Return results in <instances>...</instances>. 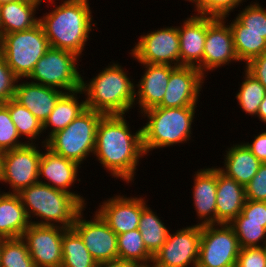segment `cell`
Wrapping results in <instances>:
<instances>
[{
    "instance_id": "obj_32",
    "label": "cell",
    "mask_w": 266,
    "mask_h": 267,
    "mask_svg": "<svg viewBox=\"0 0 266 267\" xmlns=\"http://www.w3.org/2000/svg\"><path fill=\"white\" fill-rule=\"evenodd\" d=\"M243 82L239 84V88L236 92L237 104L242 112L250 115L251 117H257V113L262 100L265 97V87L251 75L245 68L242 72Z\"/></svg>"
},
{
    "instance_id": "obj_31",
    "label": "cell",
    "mask_w": 266,
    "mask_h": 267,
    "mask_svg": "<svg viewBox=\"0 0 266 267\" xmlns=\"http://www.w3.org/2000/svg\"><path fill=\"white\" fill-rule=\"evenodd\" d=\"M62 255L61 267H96L97 265L81 237L72 228L63 233Z\"/></svg>"
},
{
    "instance_id": "obj_11",
    "label": "cell",
    "mask_w": 266,
    "mask_h": 267,
    "mask_svg": "<svg viewBox=\"0 0 266 267\" xmlns=\"http://www.w3.org/2000/svg\"><path fill=\"white\" fill-rule=\"evenodd\" d=\"M129 55L138 63L180 66L178 26H166L139 36Z\"/></svg>"
},
{
    "instance_id": "obj_42",
    "label": "cell",
    "mask_w": 266,
    "mask_h": 267,
    "mask_svg": "<svg viewBox=\"0 0 266 267\" xmlns=\"http://www.w3.org/2000/svg\"><path fill=\"white\" fill-rule=\"evenodd\" d=\"M241 213L247 221L266 222V202L246 200Z\"/></svg>"
},
{
    "instance_id": "obj_7",
    "label": "cell",
    "mask_w": 266,
    "mask_h": 267,
    "mask_svg": "<svg viewBox=\"0 0 266 267\" xmlns=\"http://www.w3.org/2000/svg\"><path fill=\"white\" fill-rule=\"evenodd\" d=\"M50 48L40 23L33 28L0 37V53L18 79H26Z\"/></svg>"
},
{
    "instance_id": "obj_6",
    "label": "cell",
    "mask_w": 266,
    "mask_h": 267,
    "mask_svg": "<svg viewBox=\"0 0 266 267\" xmlns=\"http://www.w3.org/2000/svg\"><path fill=\"white\" fill-rule=\"evenodd\" d=\"M103 116L87 108L66 128L53 134L47 140L46 147L59 156L83 165L94 154L97 126Z\"/></svg>"
},
{
    "instance_id": "obj_33",
    "label": "cell",
    "mask_w": 266,
    "mask_h": 267,
    "mask_svg": "<svg viewBox=\"0 0 266 267\" xmlns=\"http://www.w3.org/2000/svg\"><path fill=\"white\" fill-rule=\"evenodd\" d=\"M255 1H251L245 8H240L242 10H238L236 17L228 23L231 32L260 33L266 39V9L257 0Z\"/></svg>"
},
{
    "instance_id": "obj_28",
    "label": "cell",
    "mask_w": 266,
    "mask_h": 267,
    "mask_svg": "<svg viewBox=\"0 0 266 267\" xmlns=\"http://www.w3.org/2000/svg\"><path fill=\"white\" fill-rule=\"evenodd\" d=\"M4 105L8 108L9 114L17 132L25 139L26 144H42L45 145L43 137V124L23 105L14 98L8 100ZM40 140V141H38ZM36 142V143H35Z\"/></svg>"
},
{
    "instance_id": "obj_9",
    "label": "cell",
    "mask_w": 266,
    "mask_h": 267,
    "mask_svg": "<svg viewBox=\"0 0 266 267\" xmlns=\"http://www.w3.org/2000/svg\"><path fill=\"white\" fill-rule=\"evenodd\" d=\"M240 249L230 224L201 226L197 267H236Z\"/></svg>"
},
{
    "instance_id": "obj_27",
    "label": "cell",
    "mask_w": 266,
    "mask_h": 267,
    "mask_svg": "<svg viewBox=\"0 0 266 267\" xmlns=\"http://www.w3.org/2000/svg\"><path fill=\"white\" fill-rule=\"evenodd\" d=\"M83 96H85L83 90L79 89L73 92L64 93L58 99L55 108L43 124V131L48 134L46 137H43L45 145L47 140L53 134L66 128L76 117L87 109L86 99L83 98L79 100V98H82Z\"/></svg>"
},
{
    "instance_id": "obj_5",
    "label": "cell",
    "mask_w": 266,
    "mask_h": 267,
    "mask_svg": "<svg viewBox=\"0 0 266 267\" xmlns=\"http://www.w3.org/2000/svg\"><path fill=\"white\" fill-rule=\"evenodd\" d=\"M18 195L30 223L36 225L71 229L85 208L74 195L39 182L22 189Z\"/></svg>"
},
{
    "instance_id": "obj_26",
    "label": "cell",
    "mask_w": 266,
    "mask_h": 267,
    "mask_svg": "<svg viewBox=\"0 0 266 267\" xmlns=\"http://www.w3.org/2000/svg\"><path fill=\"white\" fill-rule=\"evenodd\" d=\"M42 1L17 0L0 5L1 36L33 28L39 23L36 16Z\"/></svg>"
},
{
    "instance_id": "obj_18",
    "label": "cell",
    "mask_w": 266,
    "mask_h": 267,
    "mask_svg": "<svg viewBox=\"0 0 266 267\" xmlns=\"http://www.w3.org/2000/svg\"><path fill=\"white\" fill-rule=\"evenodd\" d=\"M206 77L192 66H178L170 74L162 102L158 107L197 106Z\"/></svg>"
},
{
    "instance_id": "obj_15",
    "label": "cell",
    "mask_w": 266,
    "mask_h": 267,
    "mask_svg": "<svg viewBox=\"0 0 266 267\" xmlns=\"http://www.w3.org/2000/svg\"><path fill=\"white\" fill-rule=\"evenodd\" d=\"M227 22V24H226ZM239 63L227 17L215 18L207 27L202 59V74ZM219 68V69H218ZM207 74V75H206Z\"/></svg>"
},
{
    "instance_id": "obj_38",
    "label": "cell",
    "mask_w": 266,
    "mask_h": 267,
    "mask_svg": "<svg viewBox=\"0 0 266 267\" xmlns=\"http://www.w3.org/2000/svg\"><path fill=\"white\" fill-rule=\"evenodd\" d=\"M246 0H198V16L224 18L241 7Z\"/></svg>"
},
{
    "instance_id": "obj_46",
    "label": "cell",
    "mask_w": 266,
    "mask_h": 267,
    "mask_svg": "<svg viewBox=\"0 0 266 267\" xmlns=\"http://www.w3.org/2000/svg\"><path fill=\"white\" fill-rule=\"evenodd\" d=\"M257 117H258L259 121L264 123V125L266 124V94H265V97L260 104V107H259V110L257 113Z\"/></svg>"
},
{
    "instance_id": "obj_34",
    "label": "cell",
    "mask_w": 266,
    "mask_h": 267,
    "mask_svg": "<svg viewBox=\"0 0 266 267\" xmlns=\"http://www.w3.org/2000/svg\"><path fill=\"white\" fill-rule=\"evenodd\" d=\"M230 225L241 248L266 246V222L247 221V218L240 213Z\"/></svg>"
},
{
    "instance_id": "obj_36",
    "label": "cell",
    "mask_w": 266,
    "mask_h": 267,
    "mask_svg": "<svg viewBox=\"0 0 266 267\" xmlns=\"http://www.w3.org/2000/svg\"><path fill=\"white\" fill-rule=\"evenodd\" d=\"M232 36L238 60L244 65L266 52V39L260 33L232 32Z\"/></svg>"
},
{
    "instance_id": "obj_29",
    "label": "cell",
    "mask_w": 266,
    "mask_h": 267,
    "mask_svg": "<svg viewBox=\"0 0 266 267\" xmlns=\"http://www.w3.org/2000/svg\"><path fill=\"white\" fill-rule=\"evenodd\" d=\"M146 205L142 209V214L139 221V231L141 233L144 245L148 252L154 256L167 240L170 227H167L162 220L158 217L157 213Z\"/></svg>"
},
{
    "instance_id": "obj_4",
    "label": "cell",
    "mask_w": 266,
    "mask_h": 267,
    "mask_svg": "<svg viewBox=\"0 0 266 267\" xmlns=\"http://www.w3.org/2000/svg\"><path fill=\"white\" fill-rule=\"evenodd\" d=\"M198 106L152 107L139 115L147 118L142 125V145L145 155L154 149L174 147L176 144H189L192 139V125ZM196 111V112H195Z\"/></svg>"
},
{
    "instance_id": "obj_20",
    "label": "cell",
    "mask_w": 266,
    "mask_h": 267,
    "mask_svg": "<svg viewBox=\"0 0 266 267\" xmlns=\"http://www.w3.org/2000/svg\"><path fill=\"white\" fill-rule=\"evenodd\" d=\"M145 68L140 80L135 84V107L138 114L158 106L166 91L171 72L176 68L170 65L139 63ZM137 105V106H136ZM140 110V111H139Z\"/></svg>"
},
{
    "instance_id": "obj_1",
    "label": "cell",
    "mask_w": 266,
    "mask_h": 267,
    "mask_svg": "<svg viewBox=\"0 0 266 267\" xmlns=\"http://www.w3.org/2000/svg\"><path fill=\"white\" fill-rule=\"evenodd\" d=\"M126 118V115H104L101 118L93 157L114 180L120 179L129 185L136 180L139 161L146 155L142 127L133 132Z\"/></svg>"
},
{
    "instance_id": "obj_25",
    "label": "cell",
    "mask_w": 266,
    "mask_h": 267,
    "mask_svg": "<svg viewBox=\"0 0 266 267\" xmlns=\"http://www.w3.org/2000/svg\"><path fill=\"white\" fill-rule=\"evenodd\" d=\"M31 225L18 193H0V239L22 237Z\"/></svg>"
},
{
    "instance_id": "obj_41",
    "label": "cell",
    "mask_w": 266,
    "mask_h": 267,
    "mask_svg": "<svg viewBox=\"0 0 266 267\" xmlns=\"http://www.w3.org/2000/svg\"><path fill=\"white\" fill-rule=\"evenodd\" d=\"M236 267H266V246L241 248Z\"/></svg>"
},
{
    "instance_id": "obj_39",
    "label": "cell",
    "mask_w": 266,
    "mask_h": 267,
    "mask_svg": "<svg viewBox=\"0 0 266 267\" xmlns=\"http://www.w3.org/2000/svg\"><path fill=\"white\" fill-rule=\"evenodd\" d=\"M18 78L13 74L0 53V104L14 98Z\"/></svg>"
},
{
    "instance_id": "obj_3",
    "label": "cell",
    "mask_w": 266,
    "mask_h": 267,
    "mask_svg": "<svg viewBox=\"0 0 266 267\" xmlns=\"http://www.w3.org/2000/svg\"><path fill=\"white\" fill-rule=\"evenodd\" d=\"M128 70L110 62L89 81L82 76L86 107L104 115H127L135 104V83Z\"/></svg>"
},
{
    "instance_id": "obj_16",
    "label": "cell",
    "mask_w": 266,
    "mask_h": 267,
    "mask_svg": "<svg viewBox=\"0 0 266 267\" xmlns=\"http://www.w3.org/2000/svg\"><path fill=\"white\" fill-rule=\"evenodd\" d=\"M40 146L43 151L39 161V183L68 192L87 207L88 202L86 200H88V198L86 199L83 195L81 196L79 193L73 191L72 188L76 182H81L78 173L81 172L79 169H81L82 166L75 161L53 153L46 145L41 144Z\"/></svg>"
},
{
    "instance_id": "obj_49",
    "label": "cell",
    "mask_w": 266,
    "mask_h": 267,
    "mask_svg": "<svg viewBox=\"0 0 266 267\" xmlns=\"http://www.w3.org/2000/svg\"><path fill=\"white\" fill-rule=\"evenodd\" d=\"M0 37H1V17H0Z\"/></svg>"
},
{
    "instance_id": "obj_19",
    "label": "cell",
    "mask_w": 266,
    "mask_h": 267,
    "mask_svg": "<svg viewBox=\"0 0 266 267\" xmlns=\"http://www.w3.org/2000/svg\"><path fill=\"white\" fill-rule=\"evenodd\" d=\"M214 17L198 16L193 13L178 26L180 39V66L196 67L202 73V59L207 27Z\"/></svg>"
},
{
    "instance_id": "obj_14",
    "label": "cell",
    "mask_w": 266,
    "mask_h": 267,
    "mask_svg": "<svg viewBox=\"0 0 266 267\" xmlns=\"http://www.w3.org/2000/svg\"><path fill=\"white\" fill-rule=\"evenodd\" d=\"M66 228L31 224L23 233L29 254L36 267H61L62 237Z\"/></svg>"
},
{
    "instance_id": "obj_47",
    "label": "cell",
    "mask_w": 266,
    "mask_h": 267,
    "mask_svg": "<svg viewBox=\"0 0 266 267\" xmlns=\"http://www.w3.org/2000/svg\"><path fill=\"white\" fill-rule=\"evenodd\" d=\"M184 1H188L191 3V5L194 6V15H198V0H184ZM193 3V4H192ZM197 12V13H196Z\"/></svg>"
},
{
    "instance_id": "obj_13",
    "label": "cell",
    "mask_w": 266,
    "mask_h": 267,
    "mask_svg": "<svg viewBox=\"0 0 266 267\" xmlns=\"http://www.w3.org/2000/svg\"><path fill=\"white\" fill-rule=\"evenodd\" d=\"M77 215L72 229L81 237L93 259L98 262L118 258L117 234L96 212L85 219L84 211Z\"/></svg>"
},
{
    "instance_id": "obj_23",
    "label": "cell",
    "mask_w": 266,
    "mask_h": 267,
    "mask_svg": "<svg viewBox=\"0 0 266 267\" xmlns=\"http://www.w3.org/2000/svg\"><path fill=\"white\" fill-rule=\"evenodd\" d=\"M246 202L245 187L217 166L216 224H230Z\"/></svg>"
},
{
    "instance_id": "obj_48",
    "label": "cell",
    "mask_w": 266,
    "mask_h": 267,
    "mask_svg": "<svg viewBox=\"0 0 266 267\" xmlns=\"http://www.w3.org/2000/svg\"><path fill=\"white\" fill-rule=\"evenodd\" d=\"M13 1H17V0H0V5L5 4V3H9V2H13Z\"/></svg>"
},
{
    "instance_id": "obj_44",
    "label": "cell",
    "mask_w": 266,
    "mask_h": 267,
    "mask_svg": "<svg viewBox=\"0 0 266 267\" xmlns=\"http://www.w3.org/2000/svg\"><path fill=\"white\" fill-rule=\"evenodd\" d=\"M262 131L253 135L254 139L250 143L245 141L243 143L259 161L266 163V130Z\"/></svg>"
},
{
    "instance_id": "obj_17",
    "label": "cell",
    "mask_w": 266,
    "mask_h": 267,
    "mask_svg": "<svg viewBox=\"0 0 266 267\" xmlns=\"http://www.w3.org/2000/svg\"><path fill=\"white\" fill-rule=\"evenodd\" d=\"M117 194L100 202L96 212L119 235L138 229L142 209L148 204V200L145 199L147 196L127 197L125 194Z\"/></svg>"
},
{
    "instance_id": "obj_43",
    "label": "cell",
    "mask_w": 266,
    "mask_h": 267,
    "mask_svg": "<svg viewBox=\"0 0 266 267\" xmlns=\"http://www.w3.org/2000/svg\"><path fill=\"white\" fill-rule=\"evenodd\" d=\"M243 68L258 79L266 89V52L251 59Z\"/></svg>"
},
{
    "instance_id": "obj_35",
    "label": "cell",
    "mask_w": 266,
    "mask_h": 267,
    "mask_svg": "<svg viewBox=\"0 0 266 267\" xmlns=\"http://www.w3.org/2000/svg\"><path fill=\"white\" fill-rule=\"evenodd\" d=\"M0 267H36L21 237L0 239Z\"/></svg>"
},
{
    "instance_id": "obj_12",
    "label": "cell",
    "mask_w": 266,
    "mask_h": 267,
    "mask_svg": "<svg viewBox=\"0 0 266 267\" xmlns=\"http://www.w3.org/2000/svg\"><path fill=\"white\" fill-rule=\"evenodd\" d=\"M200 238L201 226L195 223L169 232L151 267H197Z\"/></svg>"
},
{
    "instance_id": "obj_10",
    "label": "cell",
    "mask_w": 266,
    "mask_h": 267,
    "mask_svg": "<svg viewBox=\"0 0 266 267\" xmlns=\"http://www.w3.org/2000/svg\"><path fill=\"white\" fill-rule=\"evenodd\" d=\"M38 145L26 144L1 153L0 183L9 186L8 193H19L22 189L39 182L42 149Z\"/></svg>"
},
{
    "instance_id": "obj_45",
    "label": "cell",
    "mask_w": 266,
    "mask_h": 267,
    "mask_svg": "<svg viewBox=\"0 0 266 267\" xmlns=\"http://www.w3.org/2000/svg\"><path fill=\"white\" fill-rule=\"evenodd\" d=\"M96 267H139V266L132 262L117 258L113 260L98 262Z\"/></svg>"
},
{
    "instance_id": "obj_24",
    "label": "cell",
    "mask_w": 266,
    "mask_h": 267,
    "mask_svg": "<svg viewBox=\"0 0 266 267\" xmlns=\"http://www.w3.org/2000/svg\"><path fill=\"white\" fill-rule=\"evenodd\" d=\"M223 154V166L219 169L229 177H232L244 187L256 175L262 162L245 146L243 142L235 143Z\"/></svg>"
},
{
    "instance_id": "obj_22",
    "label": "cell",
    "mask_w": 266,
    "mask_h": 267,
    "mask_svg": "<svg viewBox=\"0 0 266 267\" xmlns=\"http://www.w3.org/2000/svg\"><path fill=\"white\" fill-rule=\"evenodd\" d=\"M64 93L59 89L36 84L30 80L18 79L14 99L44 124Z\"/></svg>"
},
{
    "instance_id": "obj_21",
    "label": "cell",
    "mask_w": 266,
    "mask_h": 267,
    "mask_svg": "<svg viewBox=\"0 0 266 267\" xmlns=\"http://www.w3.org/2000/svg\"><path fill=\"white\" fill-rule=\"evenodd\" d=\"M192 175V197L197 225L216 224L217 166L198 169Z\"/></svg>"
},
{
    "instance_id": "obj_8",
    "label": "cell",
    "mask_w": 266,
    "mask_h": 267,
    "mask_svg": "<svg viewBox=\"0 0 266 267\" xmlns=\"http://www.w3.org/2000/svg\"><path fill=\"white\" fill-rule=\"evenodd\" d=\"M81 61L80 57L71 51L50 47L26 79L65 93L73 92L81 89Z\"/></svg>"
},
{
    "instance_id": "obj_40",
    "label": "cell",
    "mask_w": 266,
    "mask_h": 267,
    "mask_svg": "<svg viewBox=\"0 0 266 267\" xmlns=\"http://www.w3.org/2000/svg\"><path fill=\"white\" fill-rule=\"evenodd\" d=\"M246 200L266 202V163H262L256 175L245 187Z\"/></svg>"
},
{
    "instance_id": "obj_30",
    "label": "cell",
    "mask_w": 266,
    "mask_h": 267,
    "mask_svg": "<svg viewBox=\"0 0 266 267\" xmlns=\"http://www.w3.org/2000/svg\"><path fill=\"white\" fill-rule=\"evenodd\" d=\"M118 258L139 267H151L153 256L146 249L139 229L117 235Z\"/></svg>"
},
{
    "instance_id": "obj_2",
    "label": "cell",
    "mask_w": 266,
    "mask_h": 267,
    "mask_svg": "<svg viewBox=\"0 0 266 267\" xmlns=\"http://www.w3.org/2000/svg\"><path fill=\"white\" fill-rule=\"evenodd\" d=\"M48 2L47 7L53 4L52 11L39 16L45 36L50 47L67 50L80 58L90 38V32L95 28L93 12L89 0H43ZM59 1V0H57ZM56 3H59L56 4Z\"/></svg>"
},
{
    "instance_id": "obj_37",
    "label": "cell",
    "mask_w": 266,
    "mask_h": 267,
    "mask_svg": "<svg viewBox=\"0 0 266 267\" xmlns=\"http://www.w3.org/2000/svg\"><path fill=\"white\" fill-rule=\"evenodd\" d=\"M22 141L11 120L8 108L0 104V153L26 145V142Z\"/></svg>"
}]
</instances>
